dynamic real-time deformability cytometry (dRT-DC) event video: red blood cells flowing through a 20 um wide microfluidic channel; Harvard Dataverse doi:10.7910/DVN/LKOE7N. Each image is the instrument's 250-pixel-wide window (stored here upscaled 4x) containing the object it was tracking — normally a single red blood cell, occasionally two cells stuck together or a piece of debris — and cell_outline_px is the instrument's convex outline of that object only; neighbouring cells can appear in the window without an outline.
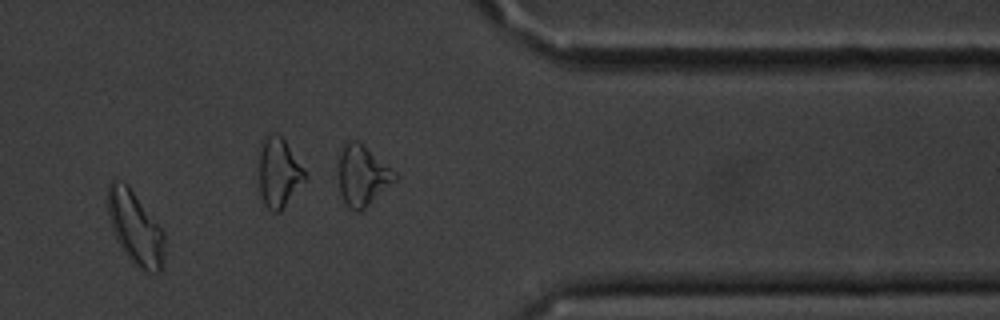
{"species": "common noctule bat (a hibernating species)", "species_latin": "Nyctalus noctula", "temperature_condition": "cold", "stored_images_in_passage": 15, "camera_frame_rate_fps": 3000, "um_per_image_px": 0.085, "animal": {"sex": "male", "body_mass_g": 20.1, "forearm_length_mm": 53.5}, "frame": {"image": 1, "passage_image": 13, "time_ms": 14.667, "image_size_px": [1000, 320], "cell_outline_px": [[164, 252], [160, 272], [152, 276], [140, 272], [132, 264], [116, 240], [108, 216], [108, 184], [112, 180], [124, 180], [128, 184], [164, 232]], "centroid_in_image_um": [11.5, 19.43], "position_along_channel_um": 399.9, "area_um2": 24.74}, "authors_computed_cell_mechanics": {"area_um2": 19.5364, "velocity_mm_per_s": 3.6077, "shape_relaxation_time_tau1_ms": 4.5067, "shape_relaxation_time_tau2_ms": 3.9948, "deformation_change_tau1": 0.1091, "deformation_change_tau2": 0.0975}}